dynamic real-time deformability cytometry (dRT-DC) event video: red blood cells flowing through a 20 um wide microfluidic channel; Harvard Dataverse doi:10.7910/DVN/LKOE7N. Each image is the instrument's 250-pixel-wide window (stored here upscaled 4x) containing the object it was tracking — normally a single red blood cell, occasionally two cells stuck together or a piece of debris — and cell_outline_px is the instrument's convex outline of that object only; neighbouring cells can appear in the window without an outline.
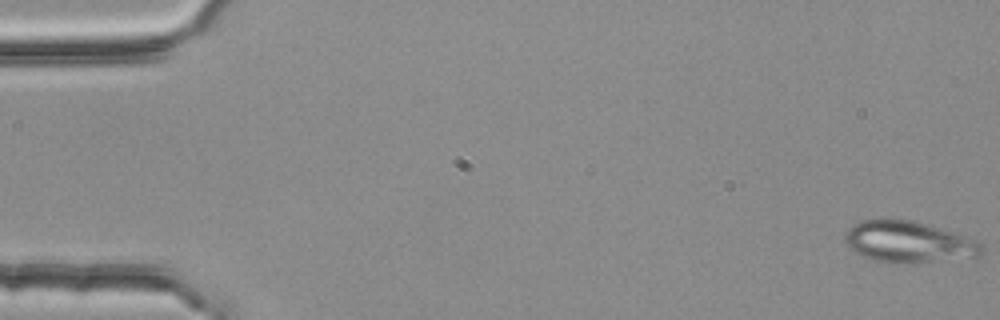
{"species": "common noctule bat (a hibernating species)", "species_latin": "Nyctalus noctula", "temperature_condition": "room temperature", "stored_images_in_passage": 4, "camera_frame_rate_fps": 3000, "um_per_image_px": 0.085, "animal": {"sex": "female", "body_mass_g": 25.1}, "frame": {"image": 1, "passage_image": 1, "time_ms": 0.0, "image_size_px": [1000, 320], "cell_outline_px": [[984, 252], [980, 256], [904, 264], [888, 264], [872, 260], [856, 252], [844, 240], [844, 236], [852, 224], [860, 220], [912, 220], [956, 232], [976, 240], [984, 248]], "centroid_in_image_um": [77.24, 20.58], "position_along_channel_um": 7.8, "area_um2": 33.0}}